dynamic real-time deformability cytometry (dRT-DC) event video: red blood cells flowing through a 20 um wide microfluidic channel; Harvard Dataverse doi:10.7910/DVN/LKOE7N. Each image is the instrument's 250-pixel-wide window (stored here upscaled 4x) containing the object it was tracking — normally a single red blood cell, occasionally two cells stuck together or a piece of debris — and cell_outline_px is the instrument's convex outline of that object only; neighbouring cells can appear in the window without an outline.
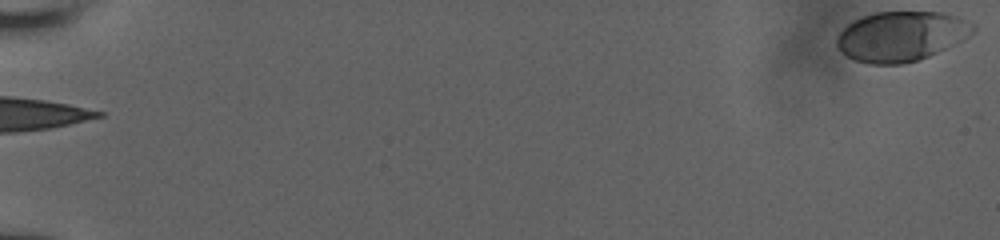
{"species": "human", "species_latin": "Homo sapiens", "temperature_condition": "room temperature", "stored_images_in_passage": 10, "camera_frame_rate_fps": 3000, "um_per_image_px": 0.085, "donor": {"sex": "male"}, "frame": {"image": 1, "passage_image": 1, "time_ms": 0.0, "image_size_px": [1000, 240], "cell_outline_px": [[976, 28], [968, 36], [928, 56], [916, 60], [900, 64], [868, 64], [856, 60], [848, 56], [836, 44], [836, 40], [840, 32], [848, 24], [864, 16], [876, 12], [940, 12], [960, 16], [976, 24]], "centroid_in_image_um": [76.62, 3.06], "position_along_channel_um": 8.4, "area_um2": 39.13}}
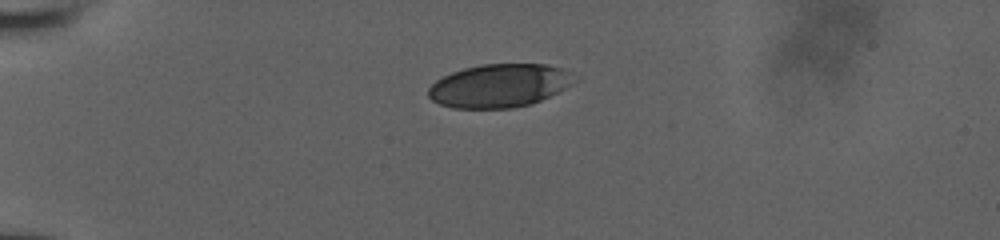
{"frame": {"image": 2, "passage_image": 7, "time_ms": 5.333, "image_size_px": [1000, 240], "cell_outline_px": [[580, 80], [532, 104], [512, 108], [452, 108], [440, 104], [432, 100], [428, 96], [428, 88], [436, 80], [452, 72], [464, 68], [480, 64], [548, 64], [560, 68], [580, 76]], "centroid_in_image_um": [42.47, 7.27], "position_along_channel_um": 42.5, "area_um2": 37.05}}
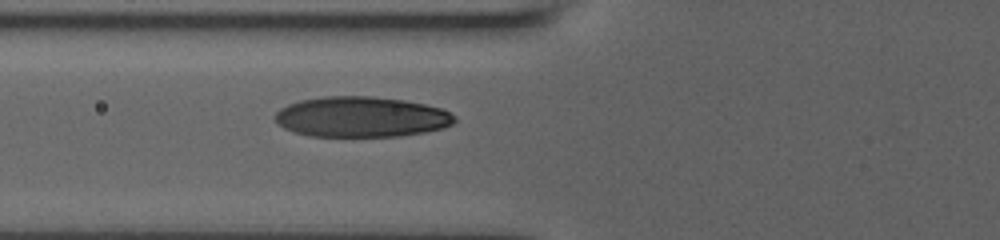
{"frame": {"image": 3, "passage_image": 10, "time_ms": 8.0, "image_size_px": [1000, 240], "cell_outline_px": [[456, 120], [452, 124], [444, 128], [424, 132], [400, 136], [308, 136], [284, 128], [272, 116], [280, 108], [288, 104], [300, 100], [324, 96], [372, 96], [404, 100], [424, 104], [440, 108], [456, 116]], "centroid_in_image_um": [30.7, 9.93], "position_along_channel_um": 95.1, "area_um2": 42.37}}